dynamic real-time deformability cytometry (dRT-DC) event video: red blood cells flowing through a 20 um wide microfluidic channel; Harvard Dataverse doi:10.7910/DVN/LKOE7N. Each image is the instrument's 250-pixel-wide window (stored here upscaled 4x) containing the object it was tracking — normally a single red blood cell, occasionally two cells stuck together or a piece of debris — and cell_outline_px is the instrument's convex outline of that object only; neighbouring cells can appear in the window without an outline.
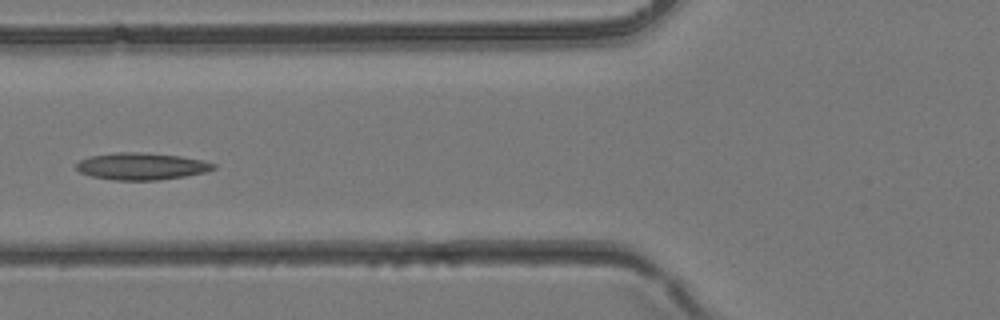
{"species": "common noctule bat (a hibernating species)", "species_latin": "Nyctalus noctula", "temperature_condition": "room temperature", "stored_images_in_passage": 39, "camera_frame_rate_fps": 3000, "um_per_image_px": 0.085, "animal": {"sex": "female", "body_mass_g": 24.6, "forearm_length_mm": 56.2}, "frame": {"image": 1, "passage_image": 16, "time_ms": 5.0, "image_size_px": [1000, 320], "cell_outline_px": [[216, 168], [204, 172], [184, 176], [160, 180], [116, 180], [92, 176], [80, 172], [76, 168], [76, 164], [80, 160], [92, 156], [116, 152], [140, 152], [180, 156], [200, 160], [216, 164]], "centroid_in_image_um": [12.02, 14.13], "position_along_channel_um": 113.8, "area_um2": 21.33}}
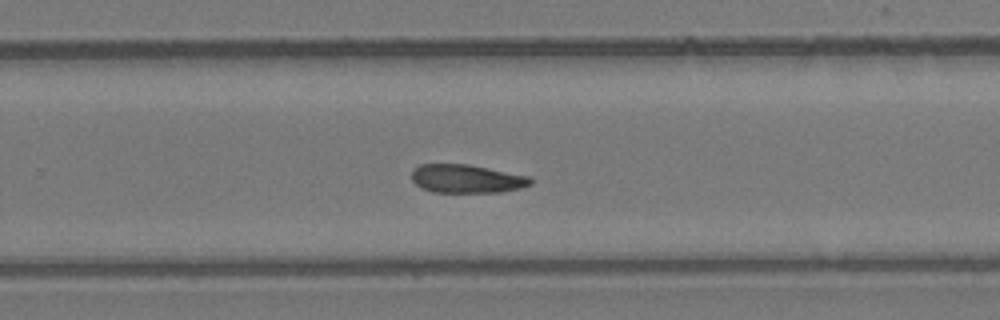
{"frame": {"image": 2, "passage_image": 26, "time_ms": 8.333, "image_size_px": [1000, 320], "cell_outline_px": [[532, 184], [520, 188], [500, 192], [432, 192], [420, 188], [412, 180], [412, 168], [420, 164], [468, 164], [528, 176], [532, 180]], "centroid_in_image_um": [39.62, 15.19], "position_along_channel_um": 290.2, "area_um2": 19.71}}
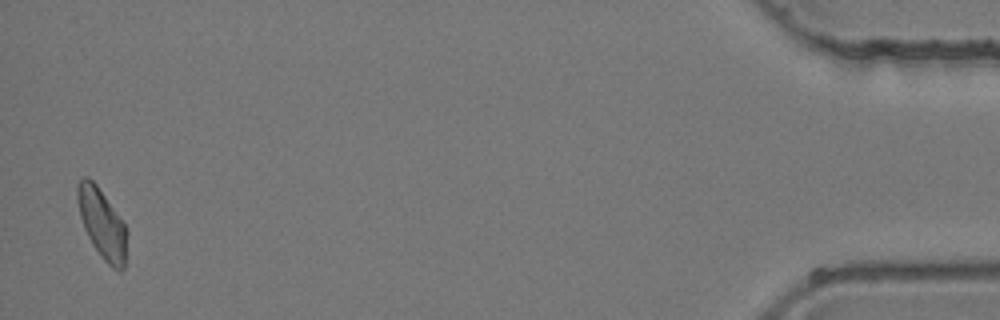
{"frame": {"image": 3, "passage_image": 39, "time_ms": 12.667, "image_size_px": [1000, 320], "cell_outline_px": [[128, 232], [124, 268], [120, 272], [112, 268], [104, 260], [92, 244], [84, 228], [80, 216], [76, 196], [76, 184], [84, 176], [88, 176], [96, 184], [124, 224]], "centroid_in_image_um": [8.67, 19.02], "position_along_channel_um": 426.5, "area_um2": 20.0}}